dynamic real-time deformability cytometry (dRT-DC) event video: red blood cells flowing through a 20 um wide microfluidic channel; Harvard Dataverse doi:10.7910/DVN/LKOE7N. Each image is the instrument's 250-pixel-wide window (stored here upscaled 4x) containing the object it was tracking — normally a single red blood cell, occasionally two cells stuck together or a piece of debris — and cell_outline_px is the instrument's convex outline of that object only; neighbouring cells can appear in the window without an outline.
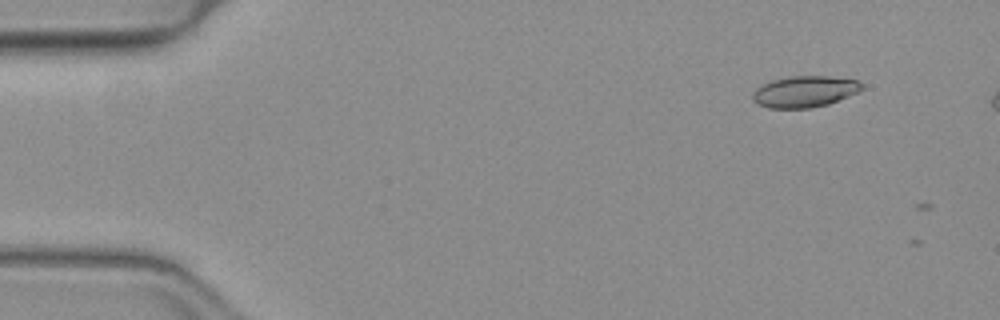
{"species": "common noctule bat (a hibernating species)", "species_latin": "Nyctalus noctula", "temperature_condition": "warm", "stored_images_in_passage": 3, "camera_frame_rate_fps": 3000, "um_per_image_px": 0.085, "animal": {"sex": "female", "body_mass_g": 19.3, "forearm_length_mm": 54.1}, "frame": {"image": 1, "passage_image": 2, "time_ms": 0.333, "image_size_px": [1000, 320], "cell_outline_px": [[864, 88], [848, 96], [828, 104], [812, 108], [768, 108], [752, 100], [752, 92], [756, 88], [772, 80], [792, 76], [828, 76], [856, 80], [864, 84]], "centroid_in_image_um": [68.39, 7.78], "position_along_channel_um": 16.6, "area_um2": 19.83}}